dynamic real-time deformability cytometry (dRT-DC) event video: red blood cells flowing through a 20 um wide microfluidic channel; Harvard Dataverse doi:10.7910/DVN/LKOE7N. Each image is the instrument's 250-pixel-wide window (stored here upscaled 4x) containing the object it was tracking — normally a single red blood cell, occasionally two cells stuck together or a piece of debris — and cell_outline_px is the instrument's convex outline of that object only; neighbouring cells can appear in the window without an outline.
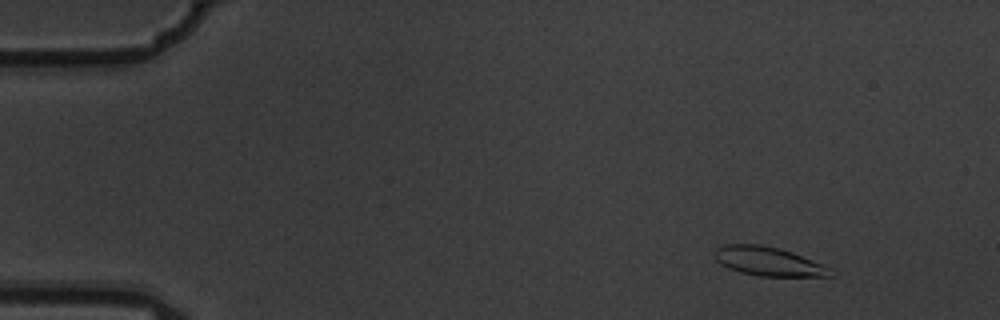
{"species": "common noctule bat (a hibernating species)", "species_latin": "Nyctalus noctula", "temperature_condition": "warm", "stored_images_in_passage": 5, "camera_frame_rate_fps": 3000, "um_per_image_px": 0.085, "animal": {"sex": "male", "body_mass_g": 19.5, "forearm_length_mm": 54.6}, "frame": {"image": 1, "passage_image": 2, "time_ms": 0.333, "image_size_px": [1000, 320], "cell_outline_px": [[836, 272], [832, 276], [760, 276], [740, 272], [728, 268], [720, 264], [716, 260], [712, 252], [716, 248], [724, 244], [760, 244], [792, 252], [820, 264]], "centroid_in_image_um": [65.24, 22.21], "position_along_channel_um": 19.8, "area_um2": 19.42}}